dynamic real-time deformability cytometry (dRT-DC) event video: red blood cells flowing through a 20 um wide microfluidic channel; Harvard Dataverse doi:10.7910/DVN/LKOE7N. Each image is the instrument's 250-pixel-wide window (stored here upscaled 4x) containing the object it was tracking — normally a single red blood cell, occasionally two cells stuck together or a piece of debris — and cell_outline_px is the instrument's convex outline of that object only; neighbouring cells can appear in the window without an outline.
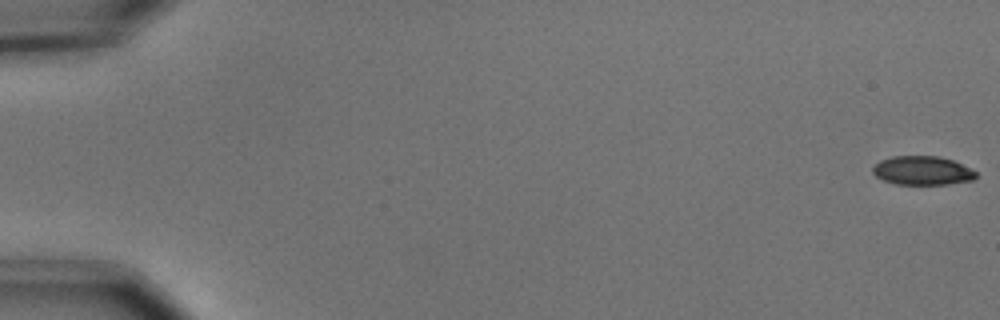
{"species": "common noctule bat (a hibernating species)", "species_latin": "Nyctalus noctula", "temperature_condition": "cold", "stored_images_in_passage": 53, "camera_frame_rate_fps": 3000, "um_per_image_px": 0.085, "animal": {"sex": "male", "body_mass_g": 15.6}, "frame": {"image": 1, "passage_image": 1, "time_ms": 0.0, "image_size_px": [1000, 320], "cell_outline_px": [[976, 176], [972, 180], [948, 184], [896, 184], [884, 180], [876, 176], [872, 172], [872, 168], [880, 160], [892, 156], [940, 156], [952, 160], [976, 172]], "centroid_in_image_um": [78.37, 14.49], "position_along_channel_um": 6.6, "area_um2": 17.17}}
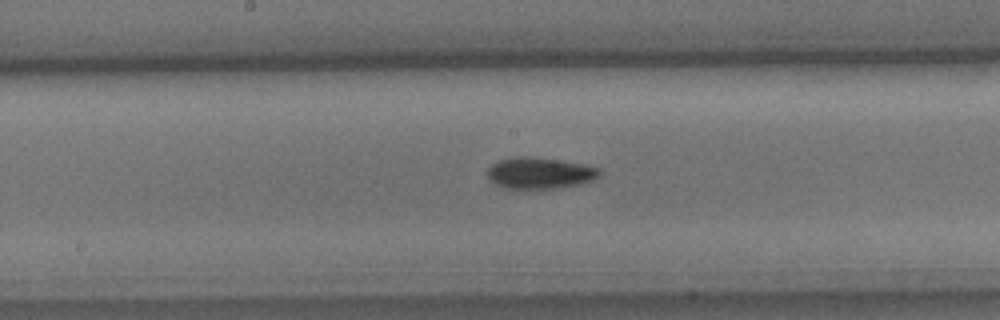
{"frame": {"image": 2, "passage_image": 30, "time_ms": 9.667, "image_size_px": [1000, 320], "cell_outline_px": [[600, 176], [592, 180], [576, 184], [556, 188], [504, 188], [488, 180], [488, 168], [496, 160], [516, 156], [528, 156], [560, 160], [584, 164], [600, 168]], "centroid_in_image_um": [45.84, 14.69], "position_along_channel_um": 202.4, "area_um2": 20.46}}
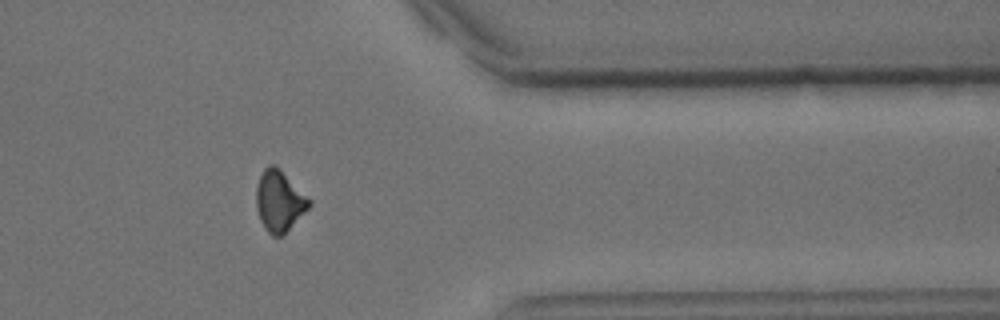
{"frame": {"image": 3, "passage_image": 46, "time_ms": 15.0, "image_size_px": [1000, 320], "cell_outline_px": [[312, 204], [280, 236], [272, 236], [264, 228], [260, 220], [256, 208], [256, 184], [264, 168], [268, 164], [272, 164], [280, 168], [312, 200]], "centroid_in_image_um": [23.72, 17.04], "position_along_channel_um": 387.7, "area_um2": 18.73}}